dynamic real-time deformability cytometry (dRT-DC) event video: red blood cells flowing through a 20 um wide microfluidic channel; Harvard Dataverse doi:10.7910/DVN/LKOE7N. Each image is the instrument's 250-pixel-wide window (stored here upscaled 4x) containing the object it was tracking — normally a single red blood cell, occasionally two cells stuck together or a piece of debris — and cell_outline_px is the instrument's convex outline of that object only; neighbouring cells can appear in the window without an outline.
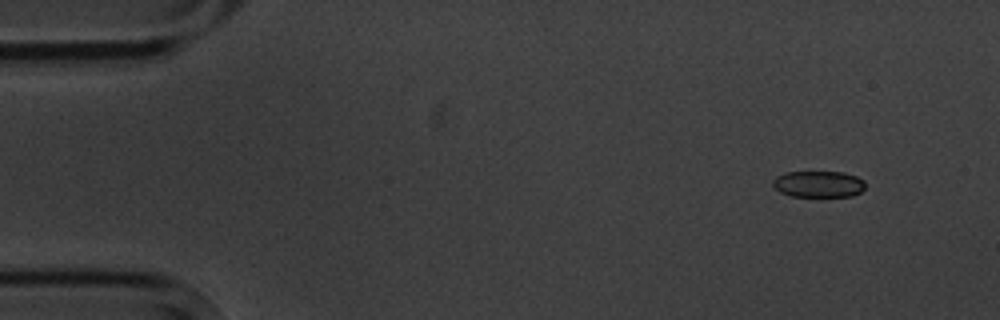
{"species": "common noctule bat (a hibernating species)", "species_latin": "Nyctalus noctula", "temperature_condition": "cold", "stored_images_in_passage": 4, "camera_frame_rate_fps": 3000, "um_per_image_px": 0.085, "animal": {"sex": "male", "body_mass_g": 20.1, "forearm_length_mm": 53.5}, "frame": {"image": 1, "passage_image": 1, "time_ms": 0.0, "image_size_px": [1000, 320], "cell_outline_px": [[864, 188], [860, 192], [852, 196], [792, 196], [780, 192], [772, 184], [772, 180], [776, 176], [784, 172], [844, 172], [856, 176], [864, 180]], "centroid_in_image_um": [69.56, 15.64], "position_along_channel_um": 15.4, "area_um2": 14.22}}
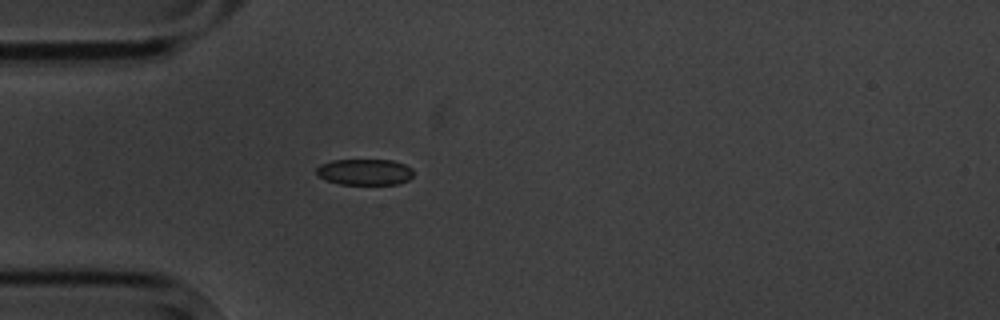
{"frame": {"image": 2, "passage_image": 4, "time_ms": 3.667, "image_size_px": [1000, 320], "cell_outline_px": [[412, 176], [408, 180], [396, 184], [340, 184], [328, 180], [320, 176], [316, 172], [316, 168], [320, 164], [332, 160], [392, 160], [404, 164], [412, 168]], "centroid_in_image_um": [31.01, 14.61], "position_along_channel_um": 54.0, "area_um2": 14.62}}